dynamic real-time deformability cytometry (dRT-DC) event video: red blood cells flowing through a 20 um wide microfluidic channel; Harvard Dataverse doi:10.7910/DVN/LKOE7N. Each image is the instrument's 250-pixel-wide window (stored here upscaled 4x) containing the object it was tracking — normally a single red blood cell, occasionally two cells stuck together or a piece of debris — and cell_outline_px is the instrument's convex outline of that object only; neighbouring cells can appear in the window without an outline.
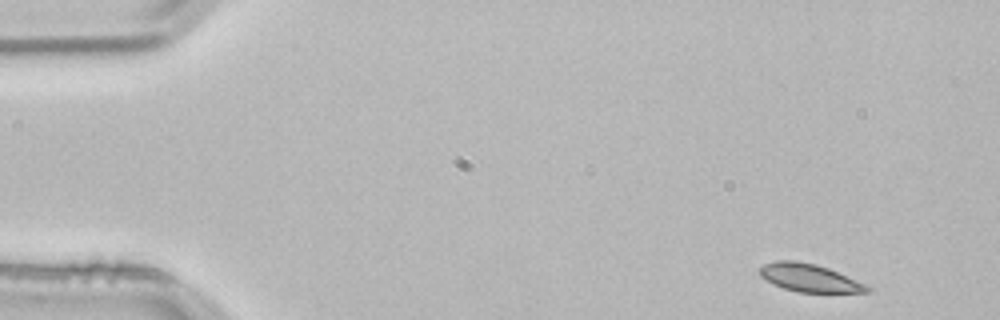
{"species": "common noctule bat (a hibernating species)", "species_latin": "Nyctalus noctula", "temperature_condition": "room temperature", "stored_images_in_passage": 50, "camera_frame_rate_fps": 3000, "um_per_image_px": 0.085, "animal": {"sex": "male", "body_mass_g": 21.5, "forearm_length_mm": 52.0}, "frame": {"image": 1, "passage_image": 1, "time_ms": 0.0, "image_size_px": [1000, 320], "cell_outline_px": [[872, 292], [800, 292], [784, 288], [772, 284], [760, 276], [760, 268], [764, 264], [776, 260], [796, 260], [816, 264], [828, 268], [864, 284], [872, 288]], "centroid_in_image_um": [68.77, 23.61], "position_along_channel_um": 16.2, "area_um2": 17.28}}
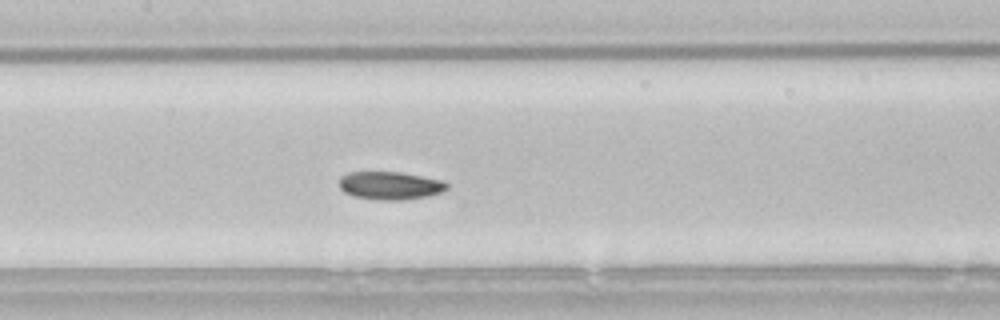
{"frame": {"image": 2, "passage_image": 22, "time_ms": 7.0, "image_size_px": [1000, 320], "cell_outline_px": [[448, 188], [440, 192], [428, 196], [404, 200], [376, 200], [352, 196], [344, 192], [340, 188], [340, 176], [348, 172], [400, 172], [444, 180], [448, 184]], "centroid_in_image_um": [33.15, 15.77], "position_along_channel_um": 174.2, "area_um2": 17.74}}
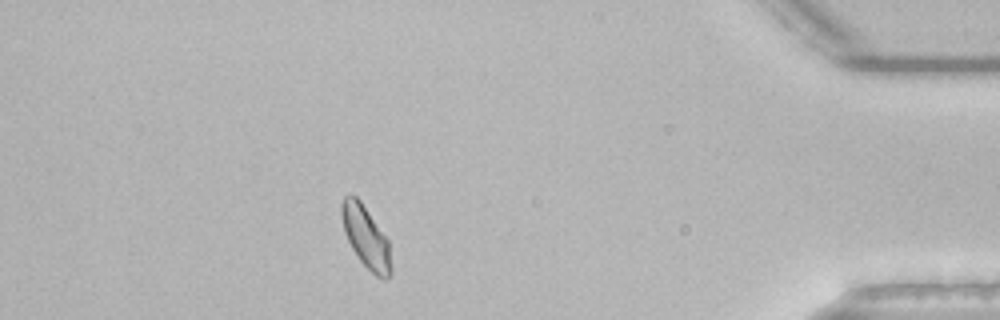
{"frame": {"image": 3, "passage_image": 44, "time_ms": 14.333, "image_size_px": [1000, 320], "cell_outline_px": [[392, 272], [388, 280], [380, 280], [360, 260], [352, 248], [344, 232], [340, 216], [340, 204], [344, 196], [352, 192], [360, 200], [388, 240], [392, 268]], "centroid_in_image_um": [31.09, 20.14], "position_along_channel_um": 404.1, "area_um2": 18.03}, "authors_computed_cell_mechanics": {"area_um2": 17.7735, "velocity_mm_per_s": 3.7874, "shape_relaxation_time_tau1_ms": 4.2711, "shape_relaxation_time_tau2_ms": 2.9153, "deformation_change_tau1": 0.0989, "deformation_change_tau2": 0.0649}}